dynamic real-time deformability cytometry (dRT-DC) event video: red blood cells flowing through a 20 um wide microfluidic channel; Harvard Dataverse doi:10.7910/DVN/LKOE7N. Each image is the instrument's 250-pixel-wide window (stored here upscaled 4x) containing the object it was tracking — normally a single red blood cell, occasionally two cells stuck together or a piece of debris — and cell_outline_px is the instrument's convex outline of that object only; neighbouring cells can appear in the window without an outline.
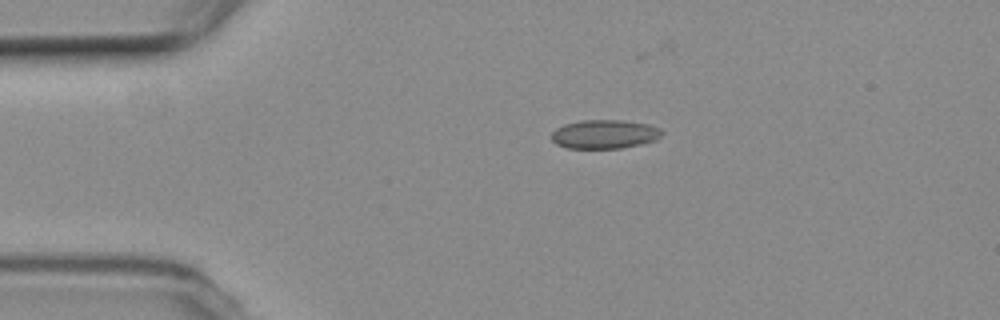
{"species": "common noctule bat (a hibernating species)", "species_latin": "Nyctalus noctula", "temperature_condition": "room temperature", "stored_images_in_passage": 3, "camera_frame_rate_fps": 3000, "um_per_image_px": 0.085, "animal": {"sex": "female", "body_mass_g": 19.3, "forearm_length_mm": 54.1}, "frame": {"image": 1, "passage_image": 1, "time_ms": 0.0, "image_size_px": [1000, 320], "cell_outline_px": [[664, 132], [656, 140], [640, 144], [620, 148], [568, 148], [556, 144], [552, 140], [552, 132], [556, 128], [564, 124], [580, 120], [624, 120], [648, 124], [660, 128]], "centroid_in_image_um": [51.39, 11.4], "position_along_channel_um": 33.6, "area_um2": 18.61}}